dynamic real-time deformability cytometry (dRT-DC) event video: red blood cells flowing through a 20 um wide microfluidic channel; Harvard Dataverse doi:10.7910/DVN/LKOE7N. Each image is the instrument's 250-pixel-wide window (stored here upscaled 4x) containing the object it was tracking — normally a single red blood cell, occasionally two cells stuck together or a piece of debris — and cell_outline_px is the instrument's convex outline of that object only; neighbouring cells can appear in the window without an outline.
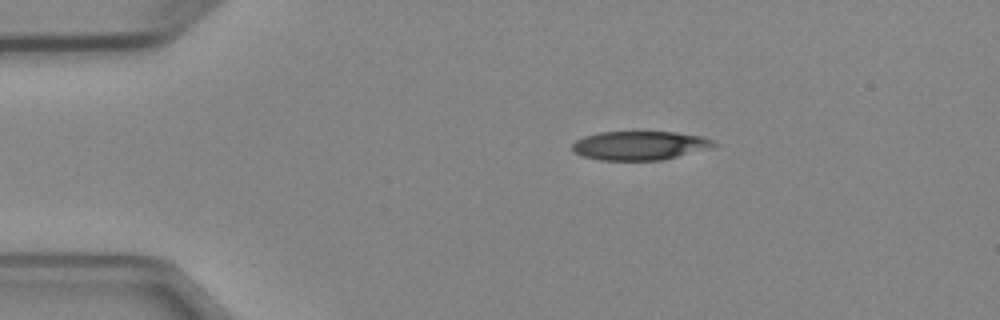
{"species": "Egyptian fruit bat (a non-hibernating species)", "species_latin": "Rousettus aegyptiacus", "temperature_condition": "cold", "stored_images_in_passage": 3, "camera_frame_rate_fps": 3000, "um_per_image_px": 0.085, "animal": {"sex": "female"}, "frame": {"image": 1, "passage_image": 1, "time_ms": 0.0, "image_size_px": [1000, 320], "cell_outline_px": [[720, 144], [708, 148], [664, 160], [600, 160], [584, 156], [572, 152], [572, 144], [576, 140], [584, 136], [600, 132], [676, 132], [704, 136]], "centroid_in_image_um": [54.38, 12.36], "position_along_channel_um": 30.6, "area_um2": 23.87}}